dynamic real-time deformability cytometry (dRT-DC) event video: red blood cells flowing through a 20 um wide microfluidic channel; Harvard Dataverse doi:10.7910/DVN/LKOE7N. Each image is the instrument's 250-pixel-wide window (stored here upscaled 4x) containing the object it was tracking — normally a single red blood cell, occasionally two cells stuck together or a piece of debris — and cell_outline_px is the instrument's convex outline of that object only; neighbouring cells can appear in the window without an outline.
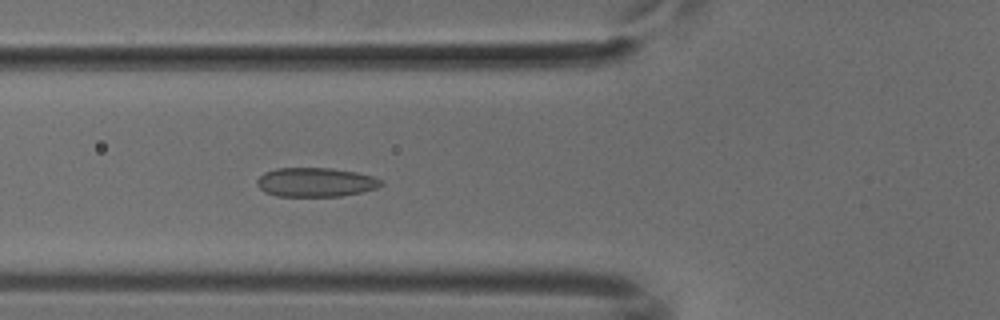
{"species": "common noctule bat (a hibernating species)", "species_latin": "Nyctalus noctula", "temperature_condition": "cold", "stored_images_in_passage": 53, "camera_frame_rate_fps": 3000, "um_per_image_px": 0.085, "animal": {"sex": "male", "body_mass_g": 18.8}, "frame": {"image": 1, "passage_image": 20, "time_ms": 6.333, "image_size_px": [1000, 320], "cell_outline_px": [[384, 184], [376, 188], [360, 192], [340, 196], [276, 196], [264, 192], [256, 184], [256, 180], [264, 172], [276, 168], [332, 168], [356, 172], [372, 176], [384, 180]], "centroid_in_image_um": [26.82, 15.48], "position_along_channel_um": 99.0, "area_um2": 21.15}}
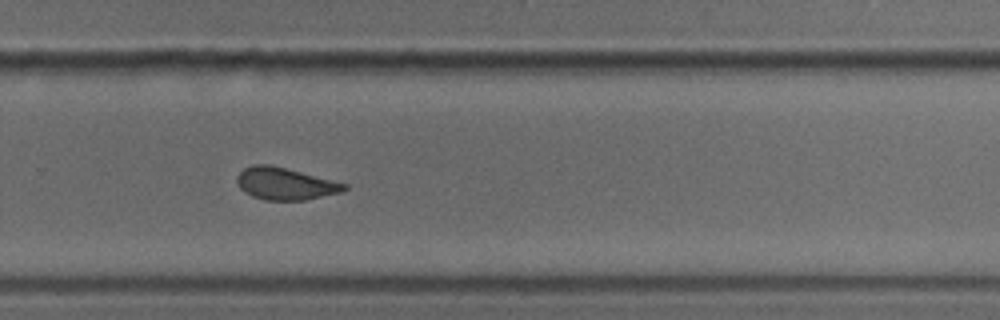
{"frame": {"image": 2, "passage_image": 36, "time_ms": 11.667, "image_size_px": [1000, 320], "cell_outline_px": [[348, 188], [344, 192], [304, 200], [264, 200], [252, 196], [244, 192], [240, 188], [236, 180], [236, 176], [244, 168], [252, 164], [268, 164], [348, 184]], "centroid_in_image_um": [24.23, 15.62], "position_along_channel_um": 305.6, "area_um2": 20.06}}
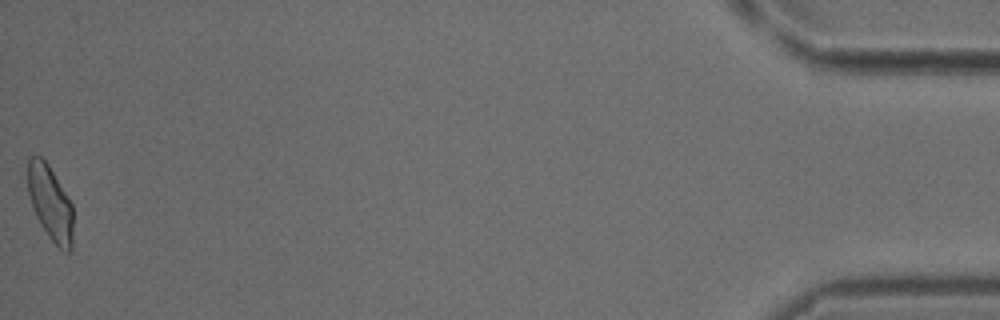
{"frame": {"image": 3, "passage_image": 53, "time_ms": 17.333, "image_size_px": [1000, 320], "cell_outline_px": [[72, 248], [68, 252], [64, 252], [48, 236], [40, 224], [36, 216], [28, 192], [28, 156], [40, 156], [48, 164], [72, 204]], "centroid_in_image_um": [4.27, 17.25], "position_along_channel_um": 430.9, "area_um2": 19.48}}